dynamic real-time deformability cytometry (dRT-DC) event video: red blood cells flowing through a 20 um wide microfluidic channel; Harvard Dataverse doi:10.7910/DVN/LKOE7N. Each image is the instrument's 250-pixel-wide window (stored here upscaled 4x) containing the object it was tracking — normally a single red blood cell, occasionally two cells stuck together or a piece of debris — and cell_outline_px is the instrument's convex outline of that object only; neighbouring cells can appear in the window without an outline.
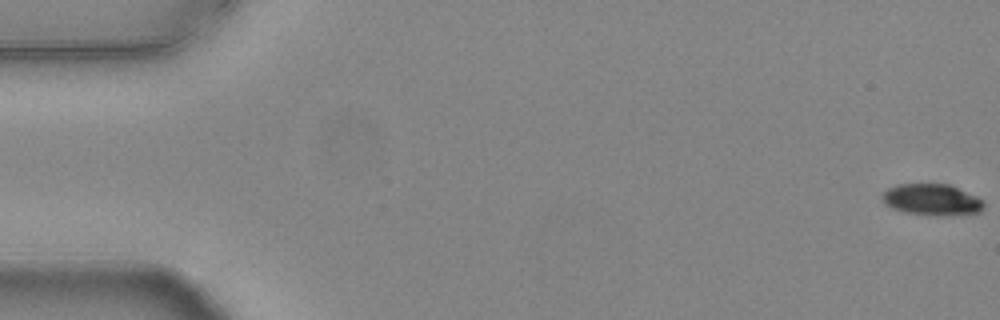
{"species": "common noctule bat (a hibernating species)", "species_latin": "Nyctalus noctula", "temperature_condition": "warm", "stored_images_in_passage": 55, "camera_frame_rate_fps": 3000, "um_per_image_px": 0.085, "animal": {"sex": "female", "body_mass_g": 24.6, "forearm_length_mm": 56.2}, "frame": {"image": 1, "passage_image": 1, "time_ms": 0.0, "image_size_px": [1000, 320], "cell_outline_px": [[984, 208], [980, 212], [948, 216], [940, 216], [908, 212], [892, 208], [884, 204], [880, 196], [888, 188], [896, 184], [948, 184], [976, 196], [984, 200]], "centroid_in_image_um": [79.21, 16.97], "position_along_channel_um": 5.8, "area_um2": 18.61}}
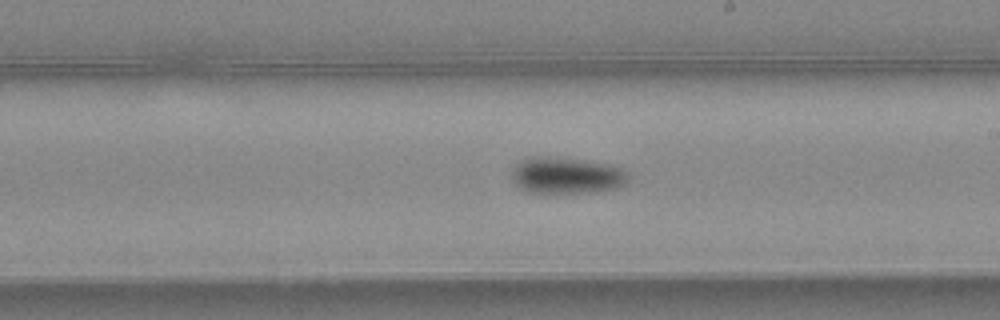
{"frame": {"image": 2, "passage_image": 32, "time_ms": 10.333, "image_size_px": [1000, 320], "cell_outline_px": [[628, 180], [624, 184], [616, 188], [592, 192], [532, 192], [516, 184], [512, 180], [512, 172], [516, 164], [528, 156], [548, 156], [584, 160], [608, 164], [620, 168], [628, 172]], "centroid_in_image_um": [48.16, 14.89], "position_along_channel_um": 240.8, "area_um2": 24.51}}
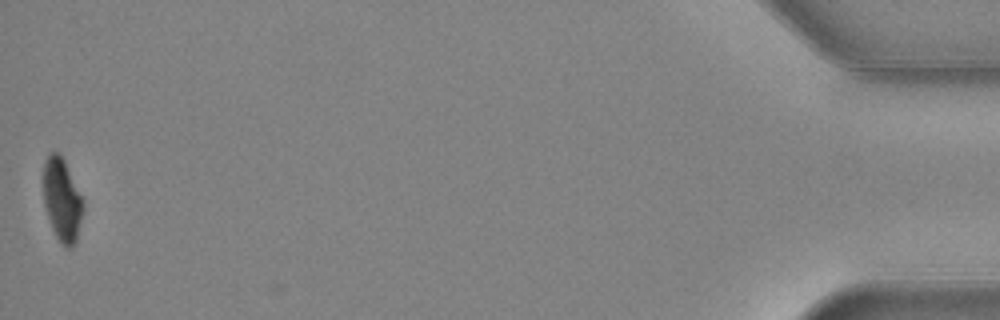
{"frame": {"image": 3, "passage_image": 55, "time_ms": 18.0, "image_size_px": [1000, 320], "cell_outline_px": [[84, 208], [76, 240], [72, 248], [68, 248], [60, 244], [52, 228], [44, 204], [44, 160], [48, 152], [60, 152], [84, 200]], "centroid_in_image_um": [5.28, 16.97], "position_along_channel_um": 429.9, "area_um2": 19.31}, "authors_computed_cell_mechanics": {"area_um2": 21.675, "velocity_mm_per_s": 3.7856, "shape_relaxation_time_tau1_ms": 2.5546, "shape_relaxation_time_tau2_ms": null, "deformation_change_tau1": 0.1338, "deformation_change_tau2": null}}